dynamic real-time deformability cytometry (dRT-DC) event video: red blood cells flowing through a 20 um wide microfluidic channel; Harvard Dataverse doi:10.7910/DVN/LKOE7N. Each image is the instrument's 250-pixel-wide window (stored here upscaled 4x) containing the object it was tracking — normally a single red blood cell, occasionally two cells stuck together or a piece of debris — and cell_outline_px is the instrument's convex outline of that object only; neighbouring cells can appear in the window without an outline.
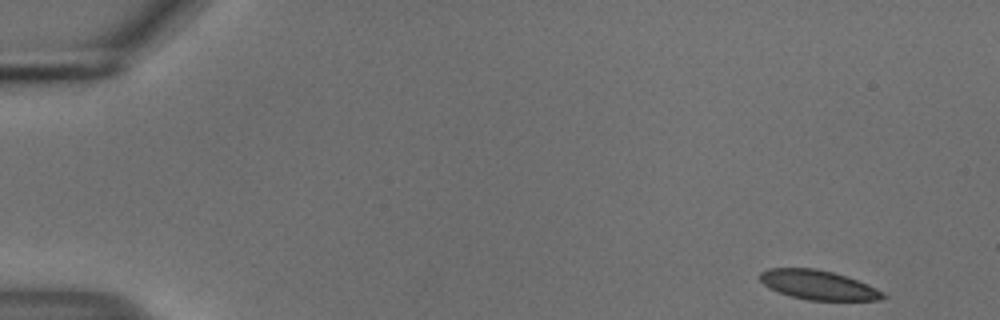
{"species": "common noctule bat (a hibernating species)", "species_latin": "Nyctalus noctula", "temperature_condition": "cold", "stored_images_in_passage": 52, "camera_frame_rate_fps": 3000, "um_per_image_px": 0.085, "animal": {"sex": "male", "body_mass_g": 18.8}, "frame": {"image": 1, "passage_image": 1, "time_ms": 0.0, "image_size_px": [1000, 320], "cell_outline_px": [[888, 296], [880, 300], [808, 300], [792, 296], [780, 292], [764, 284], [760, 280], [760, 272], [768, 268], [816, 268], [832, 272], [868, 284], [884, 292]], "centroid_in_image_um": [69.58, 24.22], "position_along_channel_um": 15.4, "area_um2": 20.81}}
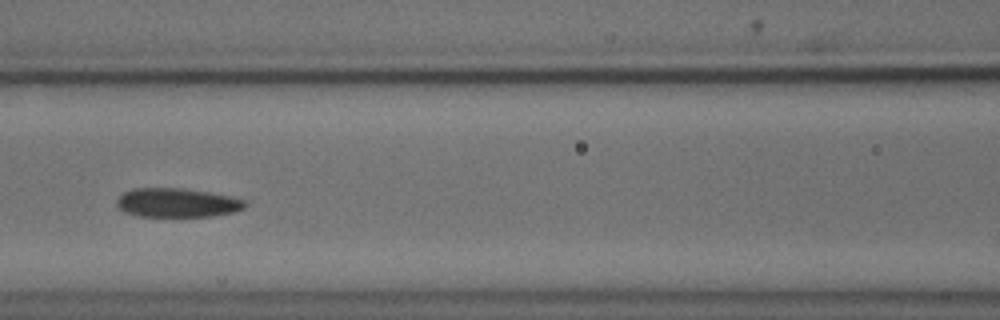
{"frame": {"image": 2, "passage_image": 22, "time_ms": 7.0, "image_size_px": [1000, 320], "cell_outline_px": [[248, 204], [244, 208], [236, 212], [216, 216], [164, 220], [136, 216], [124, 212], [116, 204], [116, 200], [124, 192], [132, 188], [180, 188], [208, 192], [232, 196], [244, 200]], "centroid_in_image_um": [15.05, 17.3], "position_along_channel_um": 151.5, "area_um2": 23.0}}
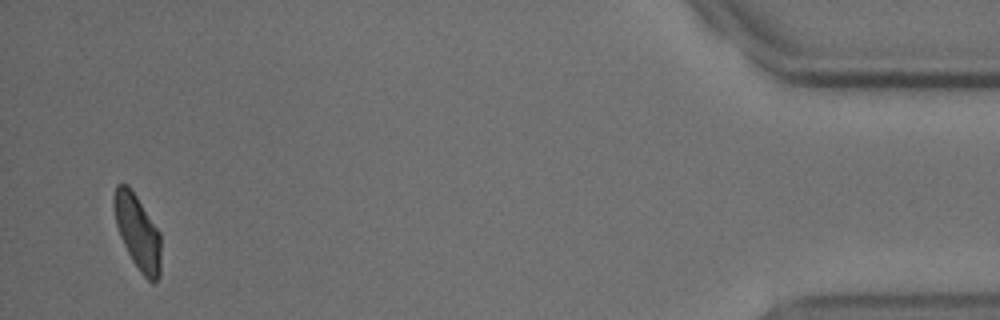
{"frame": {"image": 3, "passage_image": 50, "time_ms": 16.333, "image_size_px": [1000, 320], "cell_outline_px": [[160, 276], [156, 284], [152, 284], [140, 272], [132, 260], [120, 236], [116, 224], [112, 204], [112, 196], [116, 184], [128, 184], [160, 232]], "centroid_in_image_um": [11.68, 19.73], "position_along_channel_um": 423.5, "area_um2": 20.58}, "authors_computed_cell_mechanics": {"area_um2": 22.0218, "velocity_mm_per_s": 3.7064, "shape_relaxation_time_tau1_ms": 6.9661, "shape_relaxation_time_tau2_ms": 9.0009, "deformation_change_tau1": 0.1256, "deformation_change_tau2": 0.1192}}